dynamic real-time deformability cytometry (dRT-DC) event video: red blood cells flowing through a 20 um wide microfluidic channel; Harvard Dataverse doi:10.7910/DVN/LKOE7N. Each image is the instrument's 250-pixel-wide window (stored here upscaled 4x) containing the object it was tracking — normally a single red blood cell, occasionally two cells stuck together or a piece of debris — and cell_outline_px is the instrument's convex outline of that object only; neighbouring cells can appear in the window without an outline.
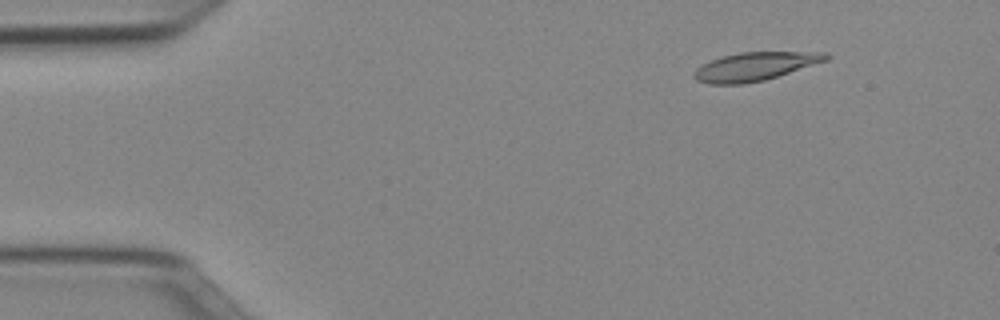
{"species": "Egyptian fruit bat (a non-hibernating species)", "species_latin": "Rousettus aegyptiacus", "temperature_condition": "cold", "stored_images_in_passage": 46, "camera_frame_rate_fps": 3000, "um_per_image_px": 0.085, "animal": {"sex": "female"}, "frame": {"image": 1, "passage_image": 1, "time_ms": 0.0, "image_size_px": [1000, 320], "cell_outline_px": [[832, 56], [828, 60], [764, 80], [744, 84], [708, 84], [696, 80], [692, 76], [696, 68], [720, 56], [740, 52], [828, 52]], "centroid_in_image_um": [64.17, 5.64], "position_along_channel_um": 20.8, "area_um2": 21.85}}
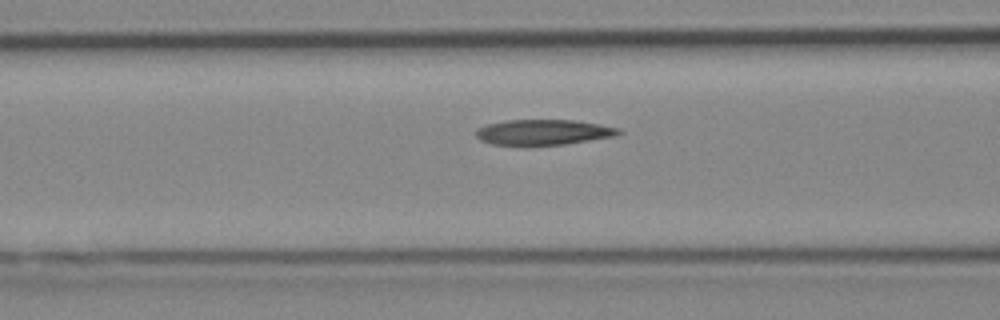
{"frame": {"image": 2, "passage_image": 15, "time_ms": 4.667, "image_size_px": [1000, 320], "cell_outline_px": [[624, 132], [616, 136], [564, 144], [528, 148], [492, 144], [480, 140], [476, 136], [476, 128], [488, 124], [508, 120], [572, 120], [600, 124], [620, 128]], "centroid_in_image_um": [46.16, 11.28], "position_along_channel_um": 120.4, "area_um2": 21.91}}
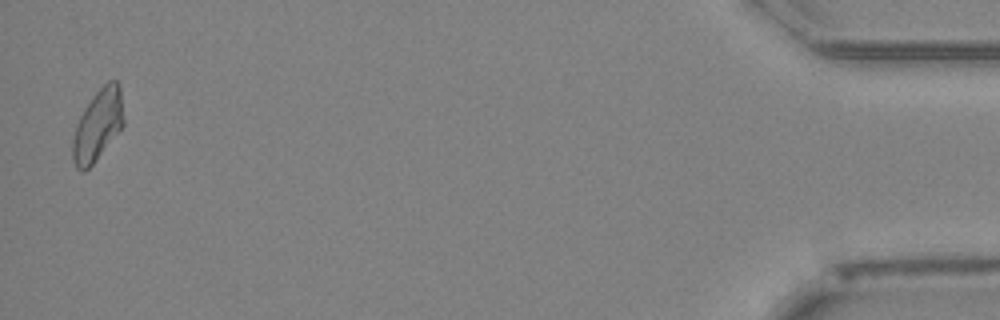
{"frame": {"image": 3, "passage_image": 45, "time_ms": 14.667, "image_size_px": [1000, 320], "cell_outline_px": [[124, 124], [92, 164], [84, 172], [80, 172], [76, 168], [72, 160], [72, 140], [76, 124], [84, 108], [92, 96], [108, 80], [116, 80], [120, 84], [124, 120]], "centroid_in_image_um": [8.29, 10.62], "position_along_channel_um": 426.9, "area_um2": 21.1}, "authors_computed_cell_mechanics": {"area_um2": 21.4727, "velocity_mm_per_s": 3.9629, "shape_relaxation_time_tau1_ms": null, "shape_relaxation_time_tau2_ms": 4.1672, "deformation_change_tau1": null, "deformation_change_tau2": 0.126}}